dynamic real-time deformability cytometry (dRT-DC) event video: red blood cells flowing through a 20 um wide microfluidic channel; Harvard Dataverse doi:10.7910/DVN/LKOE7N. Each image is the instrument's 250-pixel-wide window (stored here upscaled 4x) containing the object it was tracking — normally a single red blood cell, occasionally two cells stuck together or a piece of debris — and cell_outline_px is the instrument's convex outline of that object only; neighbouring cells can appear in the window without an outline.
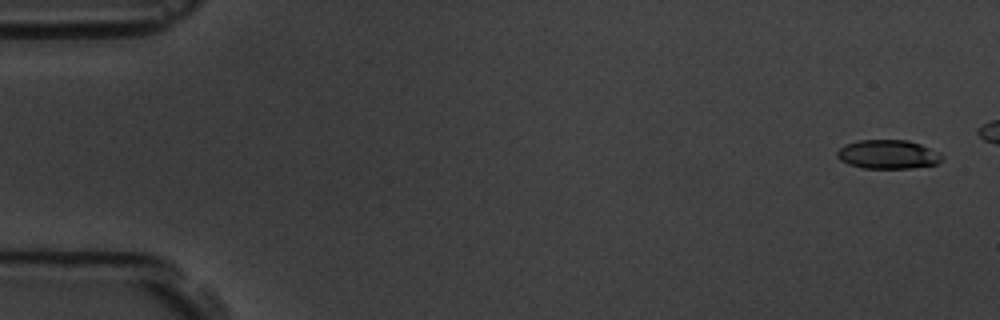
{"species": "common noctule bat (a hibernating species)", "species_latin": "Nyctalus noctula", "temperature_condition": "room temperature", "stored_images_in_passage": 6, "camera_frame_rate_fps": 3000, "um_per_image_px": 0.085, "animal": {"sex": "male", "body_mass_g": 19.5, "forearm_length_mm": 54.6}, "frame": {"image": 1, "passage_image": 1, "time_ms": 0.0, "image_size_px": [1000, 320], "cell_outline_px": [[944, 156], [936, 164], [912, 168], [864, 168], [848, 164], [840, 160], [836, 156], [836, 152], [844, 144], [860, 140], [908, 140], [920, 144], [940, 152]], "centroid_in_image_um": [75.47, 13.12], "position_along_channel_um": 9.5, "area_um2": 17.74}}
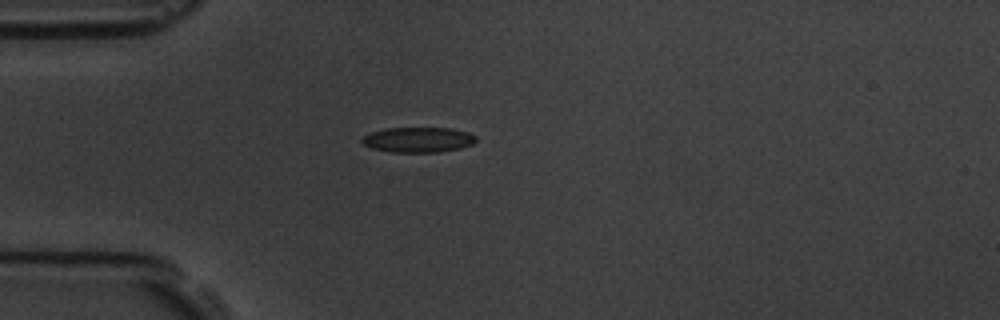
{"frame": {"image": 2, "passage_image": 6, "time_ms": 6.667, "image_size_px": [1000, 320], "cell_outline_px": [[476, 140], [472, 144], [460, 148], [436, 152], [392, 152], [372, 148], [364, 144], [360, 140], [364, 136], [372, 132], [384, 128], [452, 128], [468, 132], [476, 136]], "centroid_in_image_um": [35.55, 11.87], "position_along_channel_um": 49.5, "area_um2": 16.65}}